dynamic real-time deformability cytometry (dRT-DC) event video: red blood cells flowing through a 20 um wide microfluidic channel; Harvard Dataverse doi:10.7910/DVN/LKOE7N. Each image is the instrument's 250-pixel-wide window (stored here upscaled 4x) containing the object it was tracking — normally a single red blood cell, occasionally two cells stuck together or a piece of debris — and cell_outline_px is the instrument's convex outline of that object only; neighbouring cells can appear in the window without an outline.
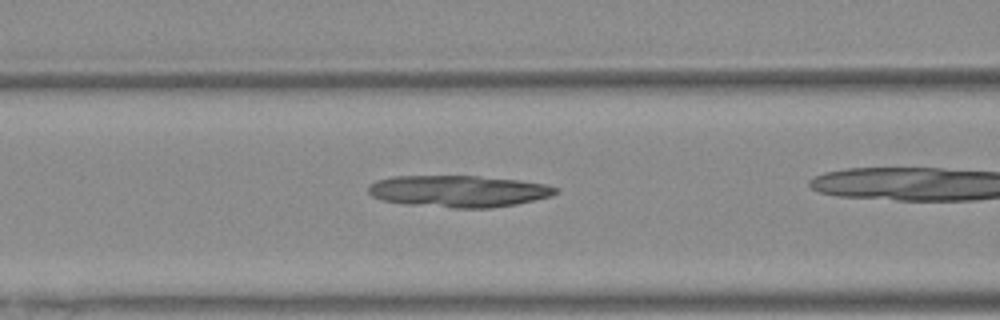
{"species": "Egyptian fruit bat (a non-hibernating species)", "species_latin": "Rousettus aegyptiacus", "temperature_condition": "warm", "stored_images_in_passage": 29, "camera_frame_rate_fps": 3000, "um_per_image_px": 0.085, "animal": {"sex": "female"}, "frame": {"image": 1, "passage_image": 10, "time_ms": 3.0, "image_size_px": [1000, 320], "cell_outline_px": [[560, 192], [552, 196], [516, 204], [488, 208], [452, 208], [408, 204], [384, 200], [372, 196], [368, 192], [368, 184], [376, 180], [392, 176], [476, 176], [520, 180], [548, 184], [560, 188]], "centroid_in_image_um": [39.02, 16.24], "position_along_channel_um": 127.6, "area_um2": 34.85}}
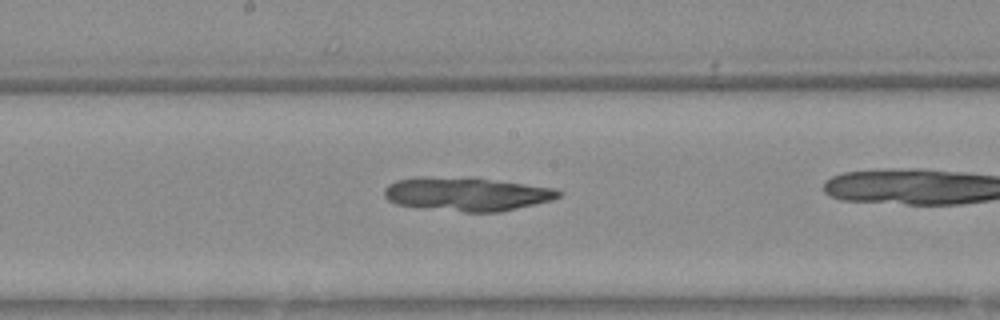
{"frame": {"image": 2, "passage_image": 16, "time_ms": 5.0, "image_size_px": [1000, 320], "cell_outline_px": [[564, 192], [560, 196], [548, 200], [500, 212], [464, 212], [396, 204], [388, 200], [384, 196], [384, 188], [388, 184], [396, 180], [420, 176], [424, 176], [488, 180], [524, 184], [556, 188]], "centroid_in_image_um": [39.62, 16.5], "position_along_channel_um": 208.6, "area_um2": 33.47}}
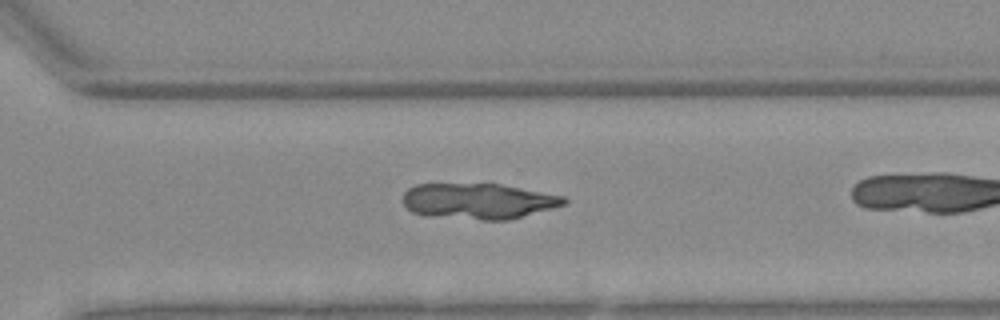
{"frame": {"image": 3, "passage_image": 25, "time_ms": 8.0, "image_size_px": [1000, 320], "cell_outline_px": [[568, 200], [564, 204], [508, 220], [484, 220], [412, 212], [404, 204], [404, 192], [408, 188], [416, 184], [500, 184], [564, 196]], "centroid_in_image_um": [40.68, 17.07], "position_along_channel_um": 329.9, "area_um2": 32.66}}